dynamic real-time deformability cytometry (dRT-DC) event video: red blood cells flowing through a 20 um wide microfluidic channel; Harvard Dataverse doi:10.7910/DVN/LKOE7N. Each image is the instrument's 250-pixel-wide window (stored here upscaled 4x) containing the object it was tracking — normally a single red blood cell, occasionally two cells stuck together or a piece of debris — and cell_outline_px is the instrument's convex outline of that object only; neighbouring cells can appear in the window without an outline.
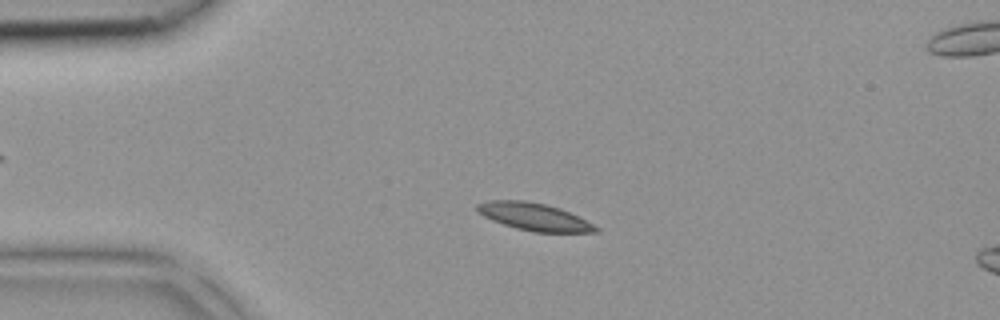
{"species": "common noctule bat (a hibernating species)", "species_latin": "Nyctalus noctula", "temperature_condition": "room temperature", "stored_images_in_passage": 37, "camera_frame_rate_fps": 3000, "um_per_image_px": 0.085, "animal": {"sex": "female", "body_mass_g": 18.4}, "frame": {"image": 1, "passage_image": 5, "time_ms": 1.333, "image_size_px": [1000, 320], "cell_outline_px": [[600, 232], [532, 232], [516, 228], [492, 220], [476, 212], [476, 204], [492, 200], [524, 200], [544, 204], [560, 208], [600, 228]], "centroid_in_image_um": [45.37, 18.42], "position_along_channel_um": 39.6, "area_um2": 18.79}}
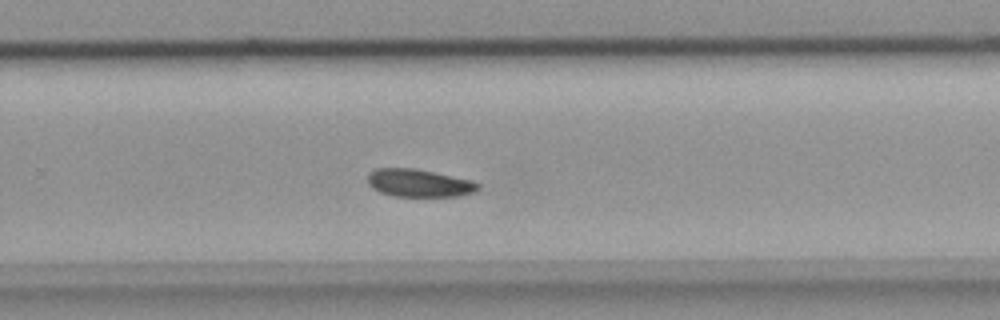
{"frame": {"image": 2, "passage_image": 23, "time_ms": 7.333, "image_size_px": [1000, 320], "cell_outline_px": [[480, 188], [476, 192], [460, 196], [392, 196], [380, 192], [372, 188], [368, 184], [368, 172], [376, 168], [416, 168], [472, 180], [480, 184]], "centroid_in_image_um": [35.63, 15.55], "position_along_channel_um": 294.2, "area_um2": 18.09}}
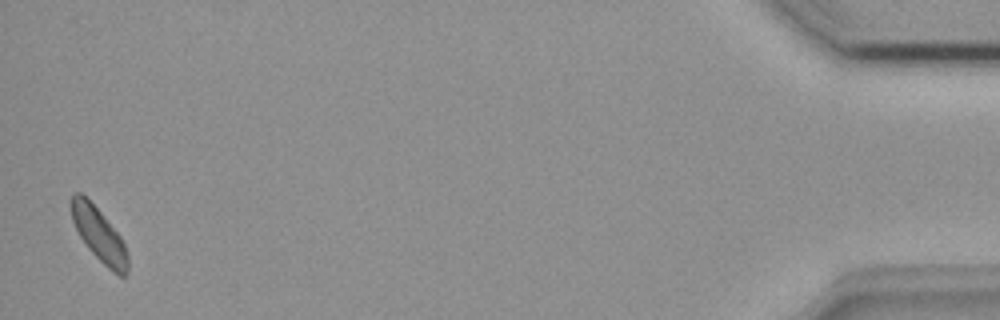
{"frame": {"image": 3, "passage_image": 37, "time_ms": 12.0, "image_size_px": [1000, 320], "cell_outline_px": [[128, 272], [124, 276], [120, 276], [112, 272], [88, 248], [80, 236], [72, 220], [68, 204], [68, 200], [72, 192], [80, 192], [100, 212], [120, 236], [124, 244], [128, 256]], "centroid_in_image_um": [8.37, 19.92], "position_along_channel_um": 426.8, "area_um2": 17.63}}